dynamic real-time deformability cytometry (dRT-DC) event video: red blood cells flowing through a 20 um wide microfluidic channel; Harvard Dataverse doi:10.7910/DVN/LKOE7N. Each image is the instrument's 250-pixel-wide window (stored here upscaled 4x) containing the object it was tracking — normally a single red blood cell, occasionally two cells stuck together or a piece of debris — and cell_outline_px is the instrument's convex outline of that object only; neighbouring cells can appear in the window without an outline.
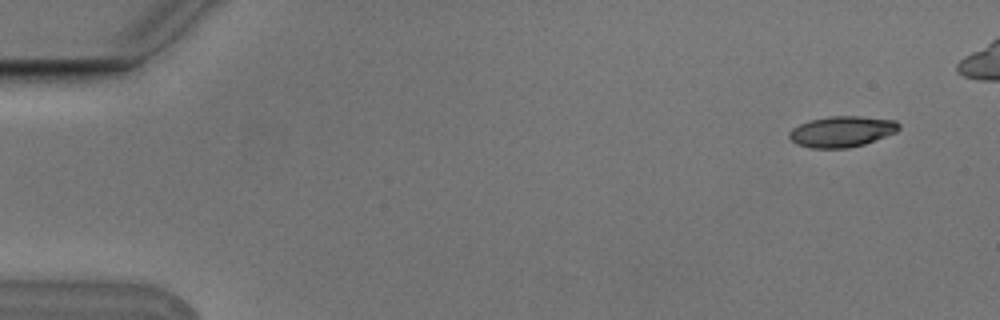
{"species": "Egyptian fruit bat (a non-hibernating species)", "species_latin": "Rousettus aegyptiacus", "temperature_condition": "cold", "stored_images_in_passage": 3, "camera_frame_rate_fps": 3000, "um_per_image_px": 0.085, "animal": {"sex": "male"}, "frame": {"image": 1, "passage_image": 1, "time_ms": 0.0, "image_size_px": [1000, 320], "cell_outline_px": [[900, 128], [896, 132], [864, 144], [848, 148], [812, 148], [796, 144], [788, 136], [788, 132], [792, 128], [808, 120], [828, 116], [860, 116], [896, 120], [900, 124]], "centroid_in_image_um": [71.54, 11.17], "position_along_channel_um": 13.5, "area_um2": 19.83}}